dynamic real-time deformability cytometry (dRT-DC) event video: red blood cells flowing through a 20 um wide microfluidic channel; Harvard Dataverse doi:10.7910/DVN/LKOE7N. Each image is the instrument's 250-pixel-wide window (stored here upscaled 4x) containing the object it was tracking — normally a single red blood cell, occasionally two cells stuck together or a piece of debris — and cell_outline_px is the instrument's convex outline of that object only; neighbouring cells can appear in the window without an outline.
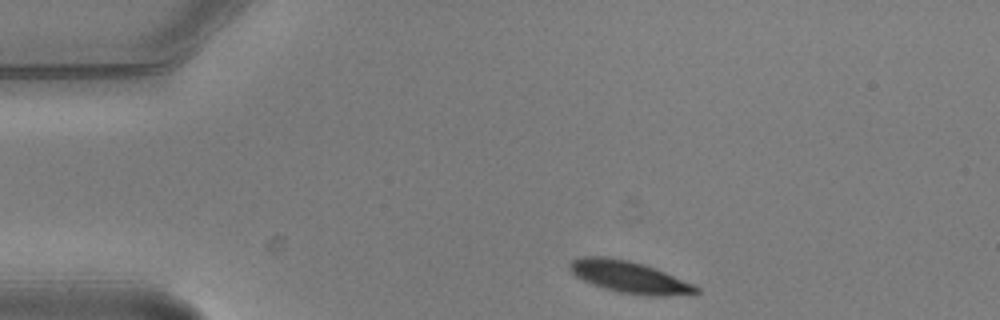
{"species": "common noctule bat (a hibernating species)", "species_latin": "Nyctalus noctula", "temperature_condition": "warm", "stored_images_in_passage": 3, "camera_frame_rate_fps": 3000, "um_per_image_px": 0.085, "animal": {"sex": "male", "body_mass_g": 20.5, "forearm_length_mm": 52.5}, "frame": {"image": 1, "passage_image": 1, "time_ms": 0.0, "image_size_px": [1000, 320], "cell_outline_px": [[700, 292], [664, 296], [644, 296], [620, 292], [604, 288], [592, 284], [576, 276], [568, 268], [568, 264], [572, 260], [584, 256], [604, 256], [628, 260], [644, 264], [664, 272], [692, 284], [700, 288]], "centroid_in_image_um": [53.45, 23.54], "position_along_channel_um": 31.6, "area_um2": 23.18}}
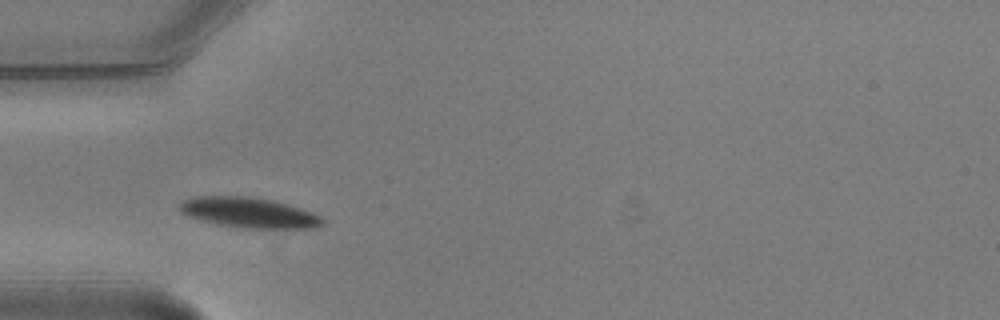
{"frame": {"image": 2, "passage_image": 3, "time_ms": 0.667, "image_size_px": [1000, 320], "cell_outline_px": [[324, 224], [316, 228], [244, 228], [220, 224], [200, 220], [188, 216], [180, 212], [176, 208], [176, 204], [192, 196], [248, 196], [272, 200], [288, 204], [312, 212], [320, 216], [324, 220]], "centroid_in_image_um": [21.11, 18.06], "position_along_channel_um": 63.9, "area_um2": 25.43}}